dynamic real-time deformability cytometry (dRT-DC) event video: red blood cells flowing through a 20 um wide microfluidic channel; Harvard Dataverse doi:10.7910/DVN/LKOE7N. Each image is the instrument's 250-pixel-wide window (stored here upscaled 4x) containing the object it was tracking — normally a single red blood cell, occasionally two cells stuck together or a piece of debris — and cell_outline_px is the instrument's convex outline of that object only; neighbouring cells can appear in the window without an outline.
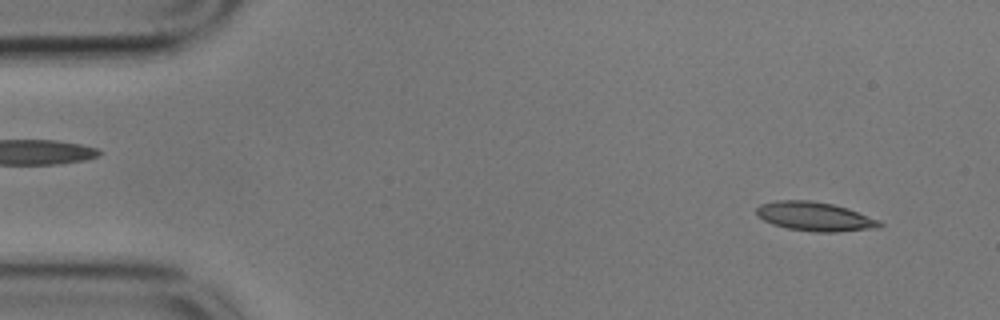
{"species": "common noctule bat (a hibernating species)", "species_latin": "Nyctalus noctula", "temperature_condition": "cold", "stored_images_in_passage": 56, "camera_frame_rate_fps": 3000, "um_per_image_px": 0.085, "animal": {"sex": "male", "body_mass_g": 17.9}, "frame": {"image": 1, "passage_image": 4, "time_ms": 1.0, "image_size_px": [1000, 320], "cell_outline_px": [[884, 224], [880, 228], [840, 232], [812, 232], [788, 228], [772, 224], [756, 216], [756, 208], [760, 204], [776, 200], [812, 200], [832, 204], [848, 208], [880, 220]], "centroid_in_image_um": [69.28, 18.41], "position_along_channel_um": 15.7, "area_um2": 21.15}}
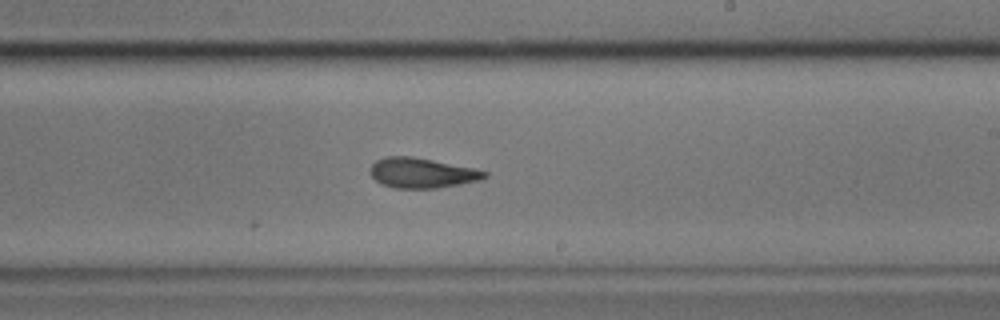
{"frame": {"image": 2, "passage_image": 32, "time_ms": 10.333, "image_size_px": [1000, 320], "cell_outline_px": [[488, 176], [480, 180], [460, 184], [436, 188], [396, 188], [380, 184], [372, 176], [372, 164], [376, 160], [388, 156], [412, 156], [472, 168], [488, 172]], "centroid_in_image_um": [35.86, 14.7], "position_along_channel_um": 253.1, "area_um2": 19.77}}
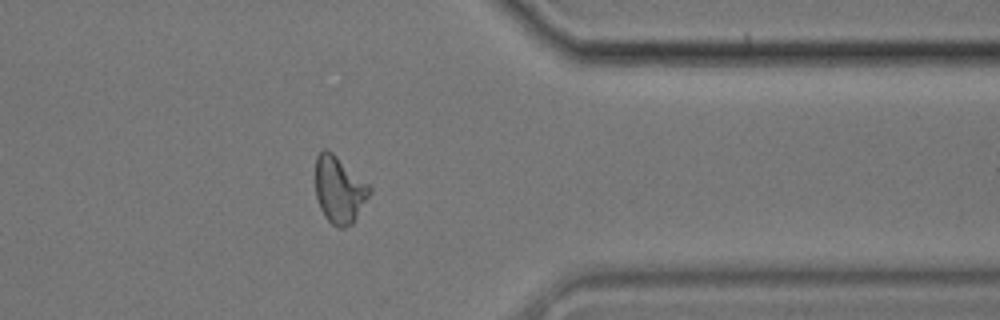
{"frame": {"image": 3, "passage_image": 44, "time_ms": 14.333, "image_size_px": [1000, 320], "cell_outline_px": [[372, 192], [352, 224], [344, 228], [340, 228], [332, 224], [324, 216], [320, 208], [316, 196], [316, 156], [324, 148], [328, 148], [368, 184], [372, 188]], "centroid_in_image_um": [28.84, 16.13], "position_along_channel_um": 382.6, "area_um2": 21.04}}